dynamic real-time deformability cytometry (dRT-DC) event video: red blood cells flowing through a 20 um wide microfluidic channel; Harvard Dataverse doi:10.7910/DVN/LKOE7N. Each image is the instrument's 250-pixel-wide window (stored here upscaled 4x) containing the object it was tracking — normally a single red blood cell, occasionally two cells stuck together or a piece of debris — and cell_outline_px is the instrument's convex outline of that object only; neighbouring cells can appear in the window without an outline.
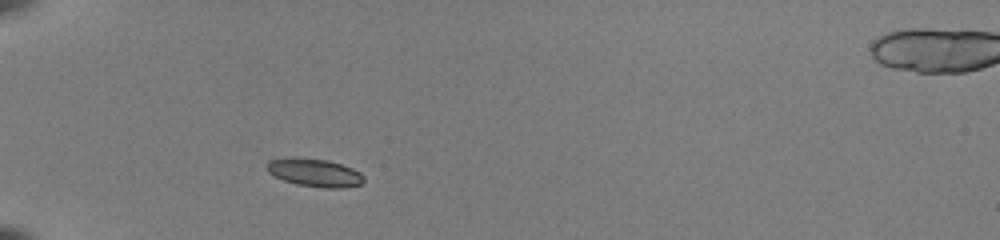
{"species": "common noctule bat (a hibernating species)", "species_latin": "Nyctalus noctula", "temperature_condition": "room temperature", "stored_images_in_passage": 36, "camera_frame_rate_fps": 3000, "um_per_image_px": 0.085, "animal": {"sex": "female", "body_mass_g": 22.0, "forearm_length_mm": 56.7}, "frame": {"image": 1, "passage_image": 1, "time_ms": 0.0, "image_size_px": [1000, 240], "cell_outline_px": [[364, 184], [344, 188], [324, 188], [296, 184], [284, 180], [268, 172], [268, 160], [292, 156], [328, 160], [352, 168], [360, 172], [364, 176]], "centroid_in_image_um": [26.78, 14.67], "position_along_channel_um": 58.2, "area_um2": 16.01}}
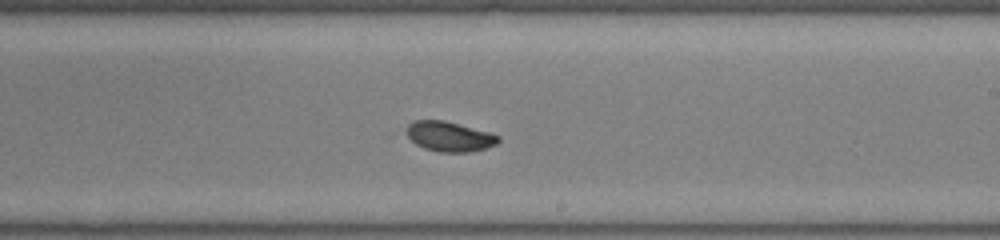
{"frame": {"image": 2, "passage_image": 17, "time_ms": 5.333, "image_size_px": [1000, 240], "cell_outline_px": [[500, 140], [496, 144], [484, 148], [468, 152], [440, 152], [424, 148], [416, 144], [404, 132], [408, 124], [412, 120], [444, 120], [488, 132], [500, 136]], "centroid_in_image_um": [38.15, 11.59], "position_along_channel_um": 250.8, "area_um2": 15.95}}
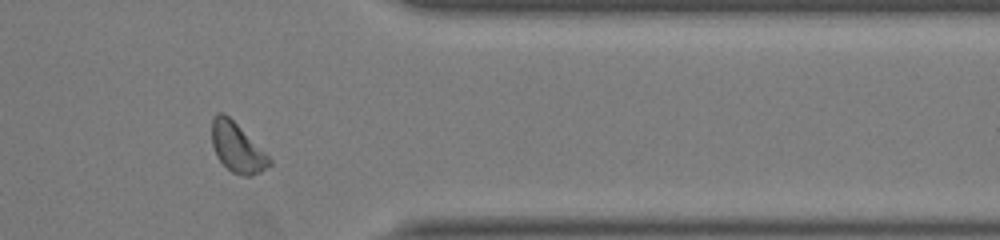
{"frame": {"image": 3, "passage_image": 28, "time_ms": 9.0, "image_size_px": [1000, 240], "cell_outline_px": [[272, 164], [260, 172], [252, 176], [244, 176], [232, 172], [216, 156], [212, 144], [212, 116], [216, 112], [224, 112], [272, 160]], "centroid_in_image_um": [20.13, 12.54], "position_along_channel_um": 391.3, "area_um2": 16.24}, "authors_computed_cell_mechanics": {"area_um2": 16.2996, "velocity_mm_per_s": 3.9601, "shape_relaxation_time_tau1_ms": 2.1114, "shape_relaxation_time_tau2_ms": null, "deformation_change_tau1": 0.1062, "deformation_change_tau2": null}}